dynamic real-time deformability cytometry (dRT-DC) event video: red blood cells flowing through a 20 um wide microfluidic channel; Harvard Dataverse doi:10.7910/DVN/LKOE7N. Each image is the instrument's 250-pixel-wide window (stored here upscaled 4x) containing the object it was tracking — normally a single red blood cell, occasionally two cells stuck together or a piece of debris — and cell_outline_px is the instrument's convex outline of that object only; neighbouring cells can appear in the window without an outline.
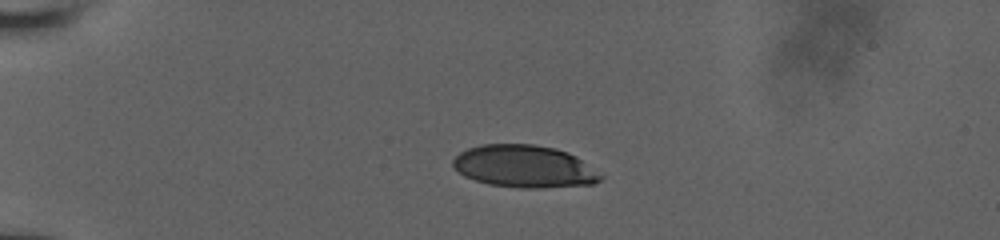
{"species": "human", "species_latin": "Homo sapiens", "temperature_condition": "room temperature", "stored_images_in_passage": 30, "camera_frame_rate_fps": 3000, "um_per_image_px": 0.085, "donor": {"sex": "male"}, "frame": {"image": 1, "passage_image": 1, "time_ms": 0.0, "image_size_px": [1000, 240], "cell_outline_px": [[604, 176], [600, 180], [592, 184], [544, 188], [520, 188], [488, 184], [464, 176], [452, 164], [452, 160], [460, 152], [468, 148], [480, 144], [532, 144], [556, 148], [568, 152], [576, 156], [604, 172]], "centroid_in_image_um": [44.63, 14.14], "position_along_channel_um": 40.4, "area_um2": 36.88}}
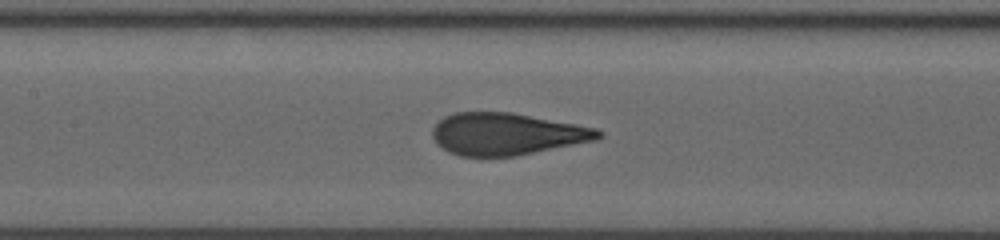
{"frame": {"image": 2, "passage_image": 19, "time_ms": 4.667, "image_size_px": [1000, 240], "cell_outline_px": [[604, 136], [596, 140], [516, 156], [460, 156], [448, 152], [432, 136], [432, 128], [444, 116], [456, 112], [512, 112], [576, 124], [596, 128], [604, 132]], "centroid_in_image_um": [43.1, 11.38], "position_along_channel_um": 164.3, "area_um2": 40.58}}
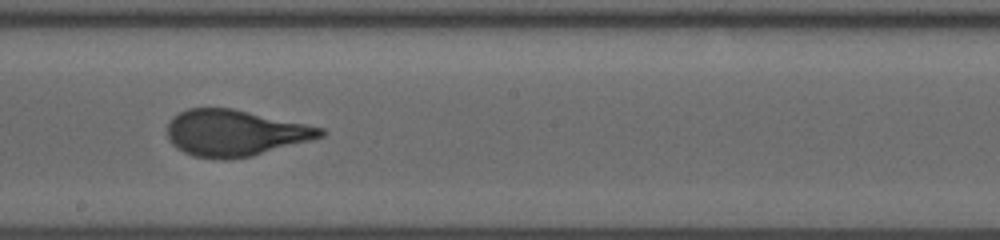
{"frame": {"image": 3, "passage_image": 29, "time_ms": 6.333, "image_size_px": [1000, 240], "cell_outline_px": [[324, 136], [312, 140], [252, 156], [228, 160], [220, 160], [192, 156], [176, 148], [168, 140], [168, 124], [172, 116], [188, 108], [232, 108], [324, 128]], "centroid_in_image_um": [19.95, 11.31], "position_along_channel_um": 228.3, "area_um2": 41.44}}